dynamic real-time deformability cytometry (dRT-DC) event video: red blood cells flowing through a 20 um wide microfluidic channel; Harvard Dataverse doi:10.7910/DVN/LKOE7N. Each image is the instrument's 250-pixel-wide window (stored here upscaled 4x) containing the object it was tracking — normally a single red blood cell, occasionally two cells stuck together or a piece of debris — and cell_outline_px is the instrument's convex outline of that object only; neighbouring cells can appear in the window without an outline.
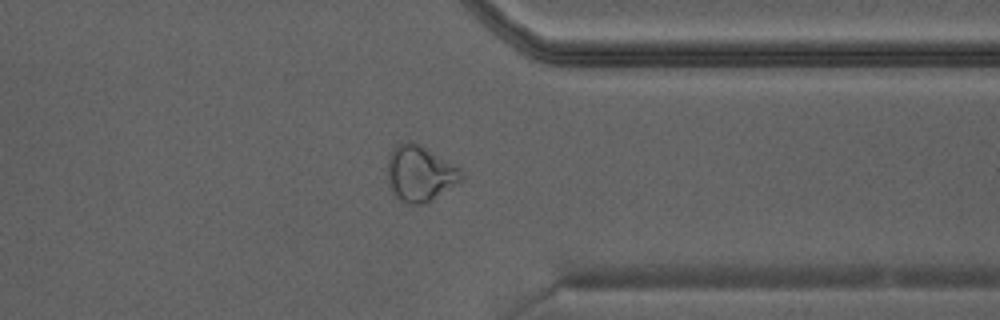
{"species": "Egyptian fruit bat (a non-hibernating species)", "species_latin": "Rousettus aegyptiacus", "temperature_condition": "warm", "stored_images_in_passage": 26, "camera_frame_rate_fps": 3000, "um_per_image_px": 0.085, "animal": {"sex": "male"}, "frame": {"image": 1, "passage_image": 19, "time_ms": 6.0, "image_size_px": [1000, 320], "cell_outline_px": [[464, 180], [432, 200], [424, 204], [408, 204], [400, 200], [392, 192], [388, 184], [388, 156], [396, 144], [412, 140], [420, 144], [460, 168], [464, 172]], "centroid_in_image_um": [35.71, 14.75], "position_along_channel_um": 375.7, "area_um2": 24.33}}